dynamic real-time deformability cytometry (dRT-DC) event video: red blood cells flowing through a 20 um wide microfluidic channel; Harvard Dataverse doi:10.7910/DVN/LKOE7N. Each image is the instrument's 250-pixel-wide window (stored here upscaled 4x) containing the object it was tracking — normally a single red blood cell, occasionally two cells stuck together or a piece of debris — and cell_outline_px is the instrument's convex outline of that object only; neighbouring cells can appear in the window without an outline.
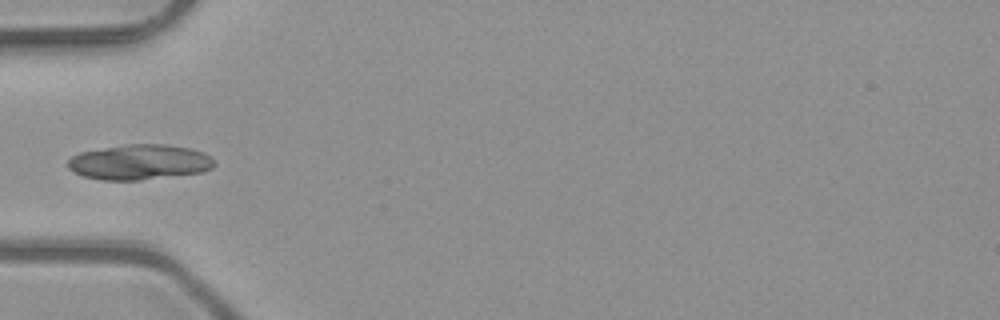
{"species": "common noctule bat (a hibernating species)", "species_latin": "Nyctalus noctula", "temperature_condition": "room temperature", "stored_images_in_passage": 6, "camera_frame_rate_fps": 3000, "um_per_image_px": 0.085, "animal": {"sex": "male", "body_mass_g": 23.1, "forearm_length_mm": 52.7}, "frame": {"image": 1, "passage_image": 6, "time_ms": 1.667, "image_size_px": [1000, 320], "cell_outline_px": [[216, 164], [212, 168], [204, 172], [140, 180], [100, 180], [84, 176], [72, 172], [68, 168], [68, 160], [72, 156], [80, 152], [128, 144], [164, 144], [192, 148], [204, 152]], "centroid_in_image_um": [11.86, 13.78], "position_along_channel_um": 73.1, "area_um2": 30.11}}